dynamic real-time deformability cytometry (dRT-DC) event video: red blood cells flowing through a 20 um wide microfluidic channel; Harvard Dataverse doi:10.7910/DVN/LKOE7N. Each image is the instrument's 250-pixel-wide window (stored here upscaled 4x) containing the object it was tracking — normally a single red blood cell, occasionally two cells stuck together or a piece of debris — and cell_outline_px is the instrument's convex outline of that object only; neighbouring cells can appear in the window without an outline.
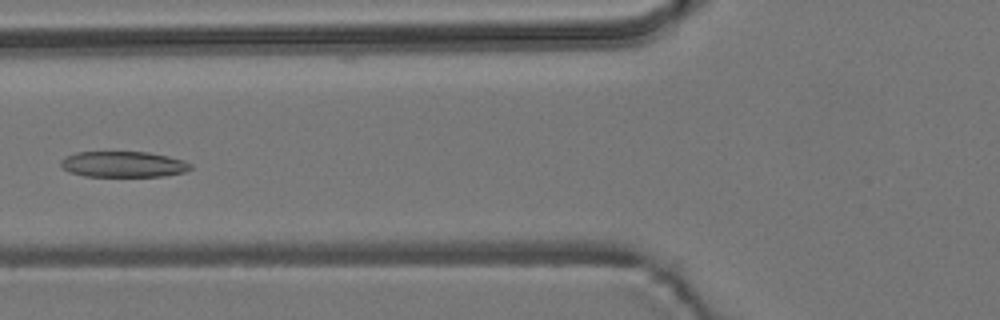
{"species": "common noctule bat (a hibernating species)", "species_latin": "Nyctalus noctula", "temperature_condition": "room temperature", "stored_images_in_passage": 6, "camera_frame_rate_fps": 3000, "um_per_image_px": 0.085, "animal": {"sex": "male", "body_mass_g": 19.2, "forearm_length_mm": 51.8}, "frame": {"image": 1, "passage_image": 5, "time_ms": 5.667, "image_size_px": [1000, 320], "cell_outline_px": [[192, 168], [184, 172], [164, 176], [84, 176], [68, 172], [60, 164], [60, 160], [64, 156], [76, 152], [148, 152], [168, 156], [184, 160], [192, 164]], "centroid_in_image_um": [10.47, 13.96], "position_along_channel_um": 115.3, "area_um2": 19.65}}